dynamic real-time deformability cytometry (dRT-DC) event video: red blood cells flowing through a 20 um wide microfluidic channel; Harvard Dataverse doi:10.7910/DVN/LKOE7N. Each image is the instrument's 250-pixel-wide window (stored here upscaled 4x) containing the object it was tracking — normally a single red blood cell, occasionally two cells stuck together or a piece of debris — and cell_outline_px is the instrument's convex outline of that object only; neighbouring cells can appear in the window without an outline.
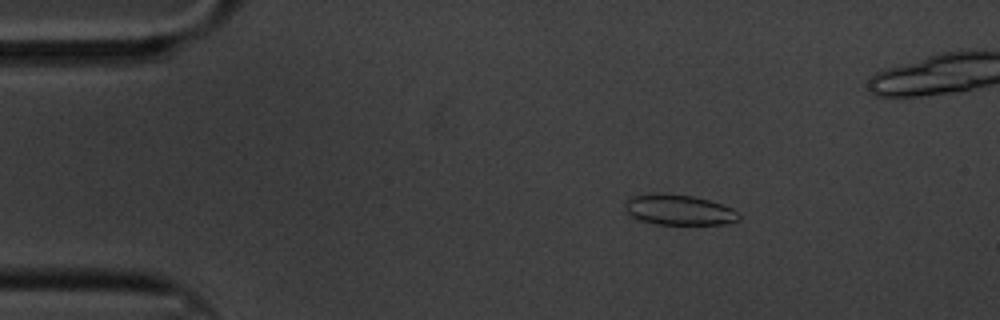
{"species": "common noctule bat (a hibernating species)", "species_latin": "Nyctalus noctula", "temperature_condition": "cold", "stored_images_in_passage": 59, "segment_of_instrument_passage": [1, 2], "camera_frame_rate_fps": 3000, "um_per_image_px": 0.085, "animal": {"sex": "male", "body_mass_g": 20.1, "forearm_length_mm": 53.5}, "frame": {"image": 1, "passage_image": 8, "time_ms": 2.333, "image_size_px": [1000, 320], "cell_outline_px": [[740, 220], [724, 224], [656, 224], [636, 220], [624, 212], [624, 208], [628, 196], [652, 192], [656, 192], [692, 196], [708, 200], [732, 208], [740, 212]], "centroid_in_image_um": [57.63, 17.83], "position_along_channel_um": 27.4, "area_um2": 20.63}}
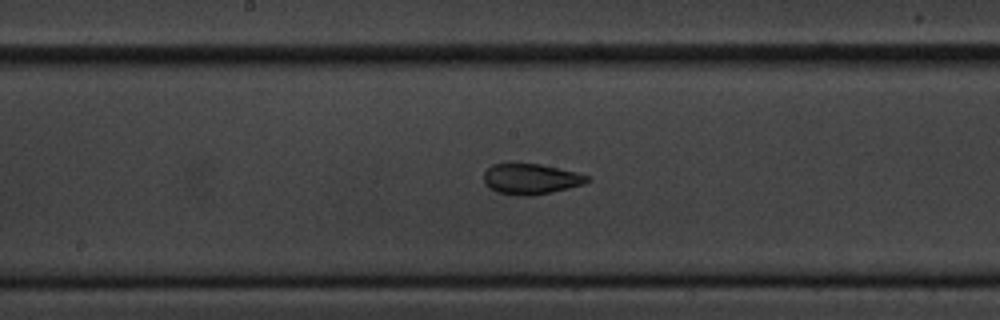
{"frame": {"image": 2, "passage_image": 29, "time_ms": 9.333, "image_size_px": [1000, 320], "cell_outline_px": [[588, 180], [584, 184], [568, 188], [532, 196], [520, 196], [496, 192], [484, 184], [484, 172], [492, 164], [540, 164], [576, 172], [588, 176]], "centroid_in_image_um": [45.08, 15.22], "position_along_channel_um": 203.1, "area_um2": 18.26}}
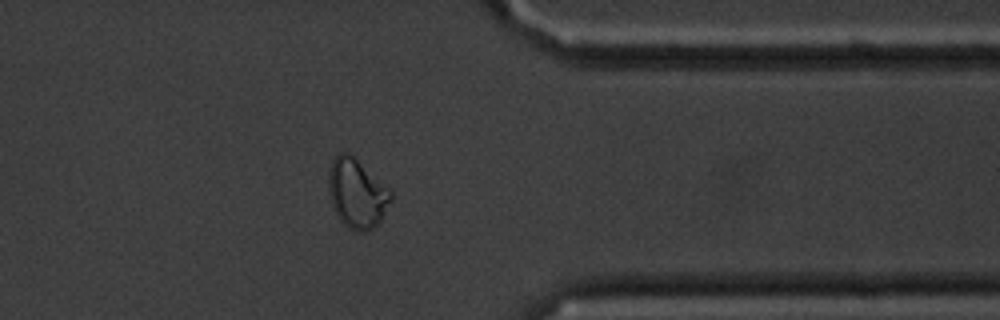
{"frame": {"image": 3, "passage_image": 46, "time_ms": 15.0, "image_size_px": [1000, 320], "cell_outline_px": [[392, 200], [380, 220], [372, 228], [364, 232], [356, 232], [348, 228], [340, 220], [332, 204], [328, 192], [328, 168], [332, 160], [340, 152], [348, 152], [388, 188], [392, 192]], "centroid_in_image_um": [30.31, 16.45], "position_along_channel_um": 381.1, "area_um2": 24.91}}